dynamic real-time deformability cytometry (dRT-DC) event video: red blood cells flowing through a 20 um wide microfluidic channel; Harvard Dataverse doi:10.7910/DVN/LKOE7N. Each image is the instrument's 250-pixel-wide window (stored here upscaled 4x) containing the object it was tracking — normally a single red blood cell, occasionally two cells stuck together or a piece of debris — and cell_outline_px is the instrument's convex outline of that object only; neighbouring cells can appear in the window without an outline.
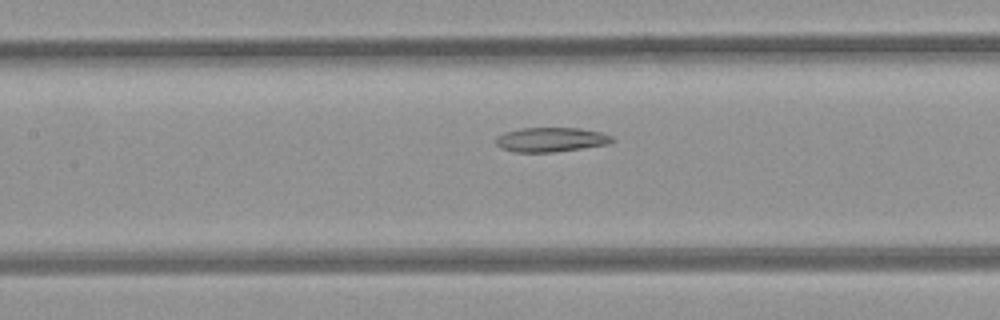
{"species": "common noctule bat (a hibernating species)", "species_latin": "Nyctalus noctula", "temperature_condition": "room temperature", "stored_images_in_passage": 30, "camera_frame_rate_fps": 3000, "um_per_image_px": 0.085, "animal": {"sex": "female", "body_mass_g": 21.9}, "frame": {"image": 1, "passage_image": 13, "time_ms": 4.0, "image_size_px": [1000, 320], "cell_outline_px": [[616, 140], [608, 144], [552, 152], [516, 152], [500, 148], [496, 144], [496, 136], [504, 132], [520, 128], [580, 128], [600, 132], [612, 136]], "centroid_in_image_um": [46.81, 11.86], "position_along_channel_um": 160.6, "area_um2": 16.53}}
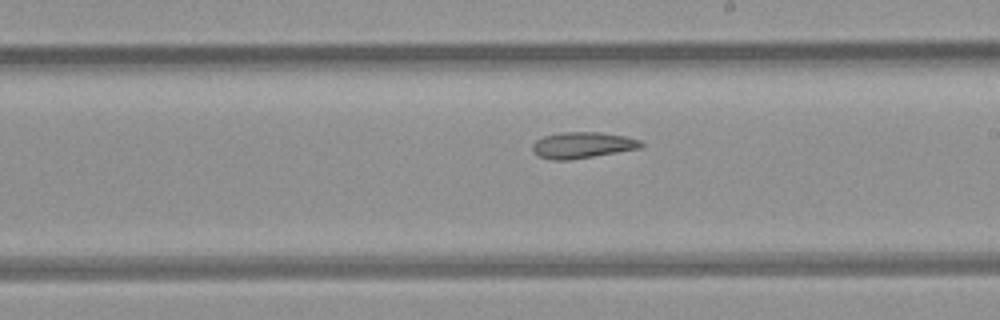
{"frame": {"image": 2, "passage_image": 19, "time_ms": 6.0, "image_size_px": [1000, 320], "cell_outline_px": [[644, 144], [640, 148], [568, 160], [552, 160], [540, 156], [532, 152], [532, 144], [536, 140], [544, 136], [564, 132], [600, 132], [624, 136], [640, 140]], "centroid_in_image_um": [49.48, 12.33], "position_along_channel_um": 239.5, "area_um2": 16.36}}
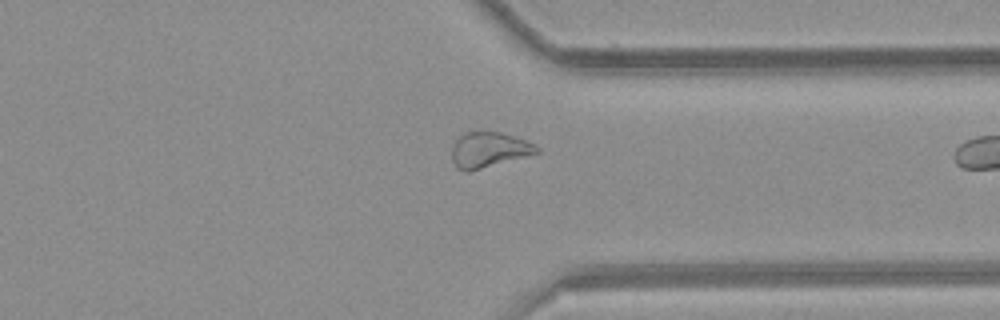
{"frame": {"image": 3, "passage_image": 29, "time_ms": 9.333, "image_size_px": [1000, 320], "cell_outline_px": [[540, 152], [468, 172], [464, 172], [456, 168], [452, 160], [452, 144], [460, 136], [468, 132], [500, 132], [524, 140], [540, 148]], "centroid_in_image_um": [41.51, 12.75], "position_along_channel_um": 369.9, "area_um2": 17.22}}